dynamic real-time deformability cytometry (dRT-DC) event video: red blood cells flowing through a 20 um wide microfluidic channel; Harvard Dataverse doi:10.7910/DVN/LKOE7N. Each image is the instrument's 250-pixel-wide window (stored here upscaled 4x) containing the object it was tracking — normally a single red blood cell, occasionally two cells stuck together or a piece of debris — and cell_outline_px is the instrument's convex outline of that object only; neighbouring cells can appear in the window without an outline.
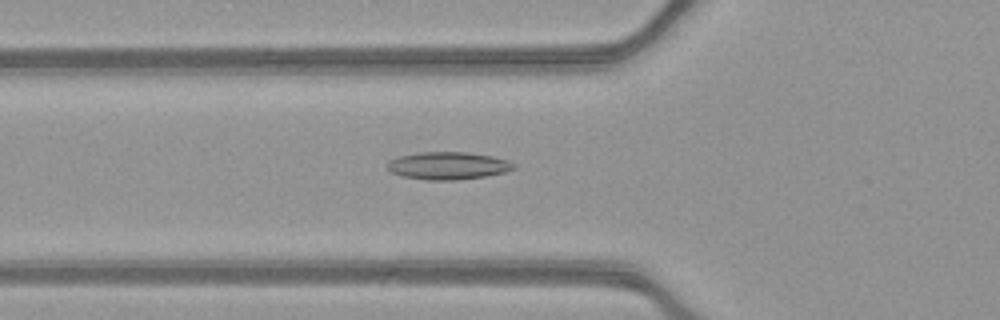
{"species": "common noctule bat (a hibernating species)", "species_latin": "Nyctalus noctula", "temperature_condition": "warm", "stored_images_in_passage": 49, "camera_frame_rate_fps": 3000, "um_per_image_px": 0.085, "animal": {"sex": "female", "body_mass_g": 21.9}, "frame": {"image": 1, "passage_image": 16, "time_ms": 5.0, "image_size_px": [1000, 320], "cell_outline_px": [[516, 168], [504, 172], [484, 176], [456, 180], [424, 180], [400, 176], [392, 172], [388, 168], [388, 160], [400, 156], [420, 152], [468, 152], [492, 156], [508, 160], [516, 164]], "centroid_in_image_um": [38.08, 14.08], "position_along_channel_um": 87.7, "area_um2": 20.35}}
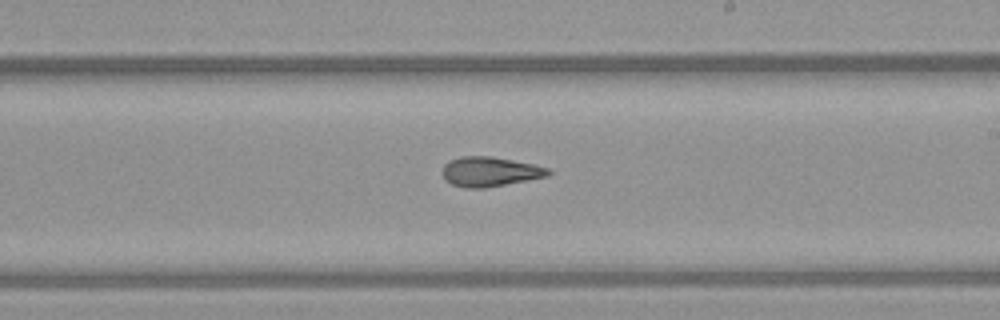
{"frame": {"image": 2, "passage_image": 28, "time_ms": 9.0, "image_size_px": [1000, 320], "cell_outline_px": [[552, 172], [548, 176], [528, 180], [484, 188], [464, 188], [452, 184], [444, 180], [440, 172], [444, 164], [448, 160], [460, 156], [492, 156], [532, 164], [548, 168]], "centroid_in_image_um": [41.57, 14.59], "position_along_channel_um": 247.4, "area_um2": 18.5}}
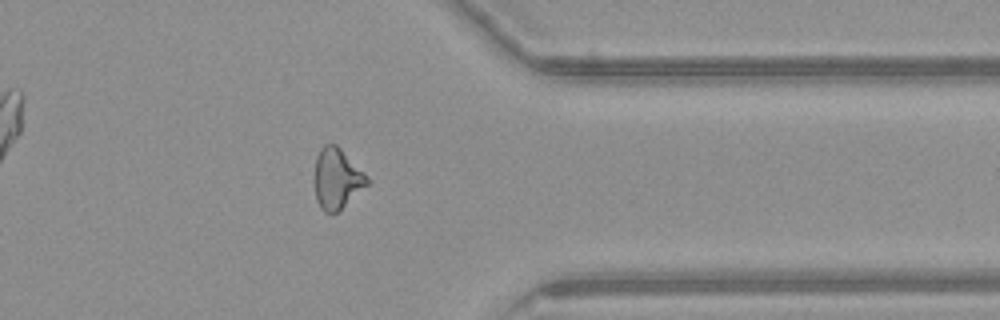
{"frame": {"image": 3, "passage_image": 39, "time_ms": 12.667, "image_size_px": [1000, 320], "cell_outline_px": [[372, 180], [340, 212], [324, 212], [320, 208], [316, 200], [316, 156], [320, 148], [324, 144], [336, 144]], "centroid_in_image_um": [28.67, 15.21], "position_along_channel_um": 382.7, "area_um2": 18.55}, "authors_computed_cell_mechanics": {"area_um2": 19.1896, "velocity_mm_per_s": 3.9623, "shape_relaxation_time_tau1_ms": null, "shape_relaxation_time_tau2_ms": 3.7768, "deformation_change_tau1": null, "deformation_change_tau2": 0.1349}}